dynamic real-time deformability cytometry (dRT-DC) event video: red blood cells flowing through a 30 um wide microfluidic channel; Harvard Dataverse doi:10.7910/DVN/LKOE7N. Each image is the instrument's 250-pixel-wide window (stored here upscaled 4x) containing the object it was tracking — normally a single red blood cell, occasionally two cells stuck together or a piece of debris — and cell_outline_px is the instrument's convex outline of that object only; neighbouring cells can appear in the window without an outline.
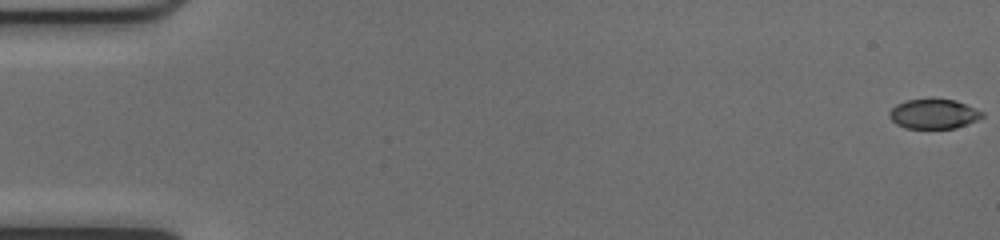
{"species": "common noctule bat (a hibernating species)", "species_latin": "Nyctalus noctula", "temperature_condition": "cold", "stored_images_in_passage": 53, "camera_frame_rate_fps": 3000, "um_per_image_px": 0.085, "animal": {"sex": "female", "body_mass_g": 17.0, "forearm_length_mm": 48.0}, "frame": {"image": 1, "passage_image": 1, "time_ms": 0.0, "image_size_px": [1000, 240], "cell_outline_px": [[984, 116], [968, 124], [956, 128], [904, 128], [896, 124], [888, 116], [888, 112], [896, 104], [904, 100], [932, 96], [956, 100], [976, 108], [984, 112]], "centroid_in_image_um": [79.35, 9.63], "position_along_channel_um": 5.7, "area_um2": 16.76}}
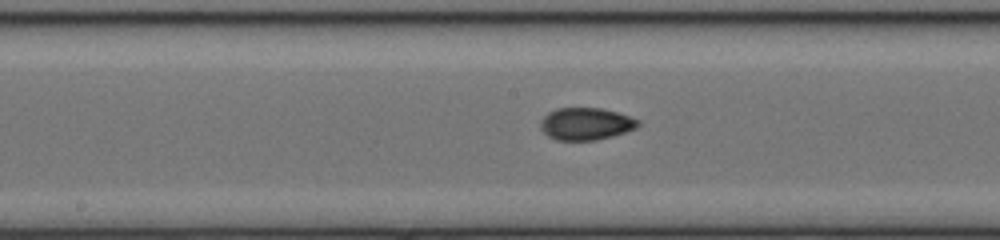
{"frame": {"image": 2, "passage_image": 28, "time_ms": 9.0, "image_size_px": [1000, 240], "cell_outline_px": [[640, 124], [636, 128], [612, 136], [596, 140], [556, 140], [548, 136], [540, 128], [540, 120], [548, 112], [556, 108], [600, 108], [616, 112], [640, 120]], "centroid_in_image_um": [49.77, 10.52], "position_along_channel_um": 198.4, "area_um2": 18.32}}
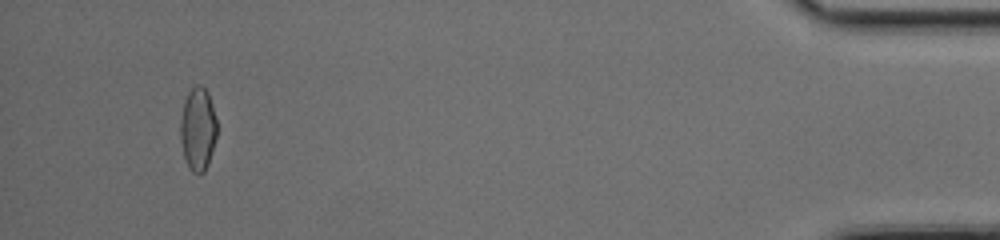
{"frame": {"image": 3, "passage_image": 50, "time_ms": 16.333, "image_size_px": [1000, 240], "cell_outline_px": [[216, 136], [208, 164], [204, 172], [192, 172], [188, 168], [184, 156], [180, 140], [180, 120], [184, 100], [188, 92], [196, 84], [200, 84], [208, 92], [216, 120]], "centroid_in_image_um": [16.8, 10.95], "position_along_channel_um": 418.4, "area_um2": 17.63}, "authors_computed_cell_mechanics": {"area_um2": 17.6868, "velocity_mm_per_s": 4.0243, "shape_relaxation_time_tau1_ms": null, "shape_relaxation_time_tau2_ms": 1.4852, "deformation_change_tau1": null, "deformation_change_tau2": 0.0554}}